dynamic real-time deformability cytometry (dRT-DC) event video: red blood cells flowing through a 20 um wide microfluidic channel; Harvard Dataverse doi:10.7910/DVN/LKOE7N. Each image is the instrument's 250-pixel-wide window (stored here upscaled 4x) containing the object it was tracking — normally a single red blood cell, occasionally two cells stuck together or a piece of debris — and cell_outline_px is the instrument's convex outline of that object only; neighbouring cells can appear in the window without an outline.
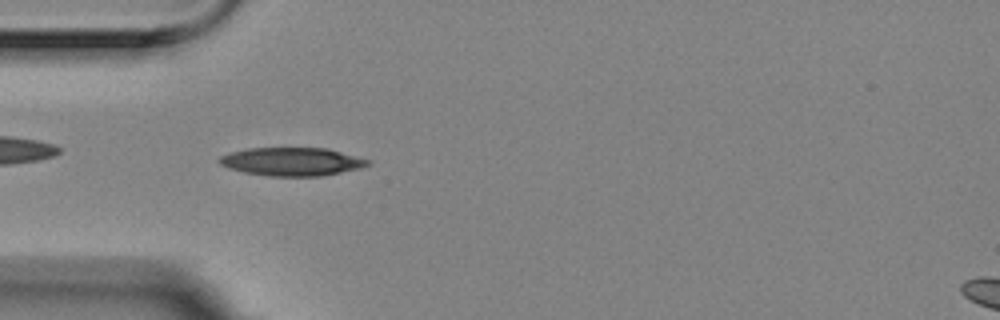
{"species": "Egyptian fruit bat (a non-hibernating species)", "species_latin": "Rousettus aegyptiacus", "temperature_condition": "room temperature", "stored_images_in_passage": 5, "camera_frame_rate_fps": 3000, "um_per_image_px": 0.085, "animal": {"sex": "female"}, "frame": {"image": 1, "passage_image": 4, "time_ms": 1.0, "image_size_px": [1000, 320], "cell_outline_px": [[372, 164], [360, 168], [320, 176], [268, 176], [244, 172], [228, 168], [220, 164], [216, 160], [220, 156], [232, 152], [248, 148], [328, 148], [372, 160]], "centroid_in_image_um": [24.83, 13.73], "position_along_channel_um": 60.2, "area_um2": 24.57}}
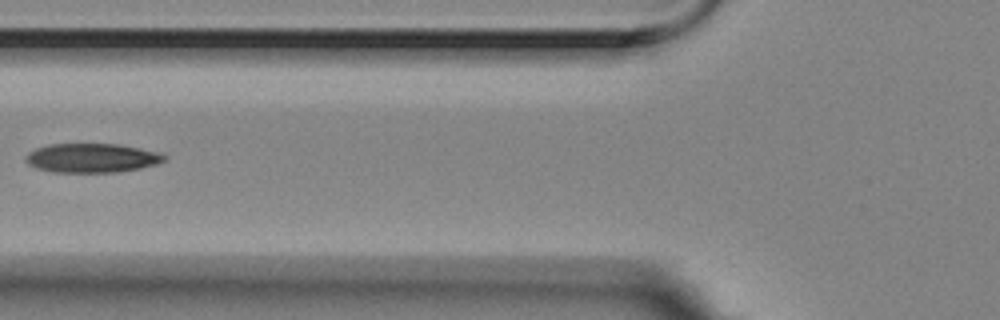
{"frame": {"image": 2, "passage_image": 5, "time_ms": 1.333, "image_size_px": [1000, 320], "cell_outline_px": [[168, 156], [164, 160], [156, 164], [140, 168], [116, 172], [52, 172], [36, 168], [28, 164], [24, 160], [28, 152], [36, 148], [48, 144], [116, 144], [140, 148], [156, 152]], "centroid_in_image_um": [7.76, 13.43], "position_along_channel_um": 118.0, "area_um2": 23.47}}